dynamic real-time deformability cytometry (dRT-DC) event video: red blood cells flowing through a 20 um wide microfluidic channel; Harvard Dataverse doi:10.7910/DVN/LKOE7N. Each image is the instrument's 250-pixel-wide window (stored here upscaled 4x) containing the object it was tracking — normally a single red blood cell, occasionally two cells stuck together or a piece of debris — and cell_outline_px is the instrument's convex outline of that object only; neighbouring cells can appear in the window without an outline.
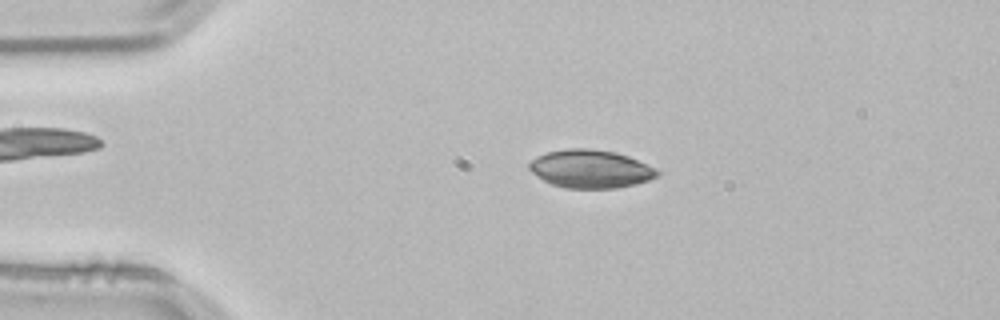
{"species": "common noctule bat (a hibernating species)", "species_latin": "Nyctalus noctula", "temperature_condition": "room temperature", "stored_images_in_passage": 52, "camera_frame_rate_fps": 3000, "um_per_image_px": 0.085, "animal": {"sex": "male", "body_mass_g": 21.5, "forearm_length_mm": 52.0}, "frame": {"image": 1, "passage_image": 10, "time_ms": 3.0, "image_size_px": [1000, 320], "cell_outline_px": [[660, 172], [656, 176], [648, 180], [636, 184], [616, 188], [564, 188], [552, 184], [544, 180], [532, 172], [528, 168], [528, 164], [536, 156], [548, 152], [568, 148], [592, 148], [616, 152], [628, 156], [656, 168]], "centroid_in_image_um": [50.19, 14.35], "position_along_channel_um": 34.8, "area_um2": 28.44}}
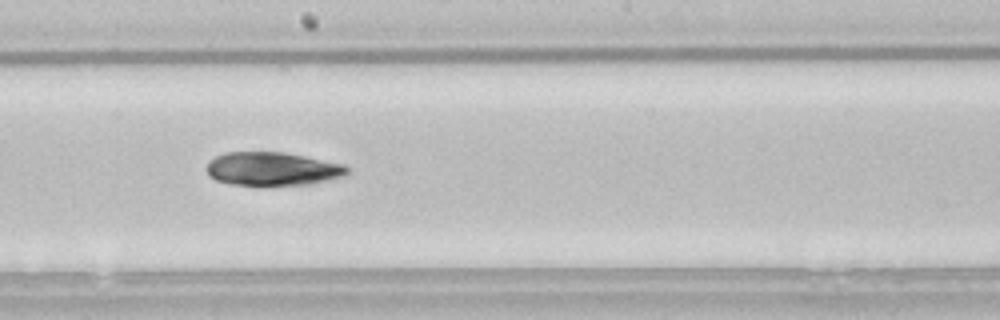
{"frame": {"image": 2, "passage_image": 28, "time_ms": 9.0, "image_size_px": [1000, 320], "cell_outline_px": [[348, 172], [344, 176], [308, 184], [228, 184], [216, 180], [208, 176], [208, 160], [224, 152], [284, 152], [344, 164], [348, 168]], "centroid_in_image_um": [23.13, 14.33], "position_along_channel_um": 225.1, "area_um2": 27.05}}
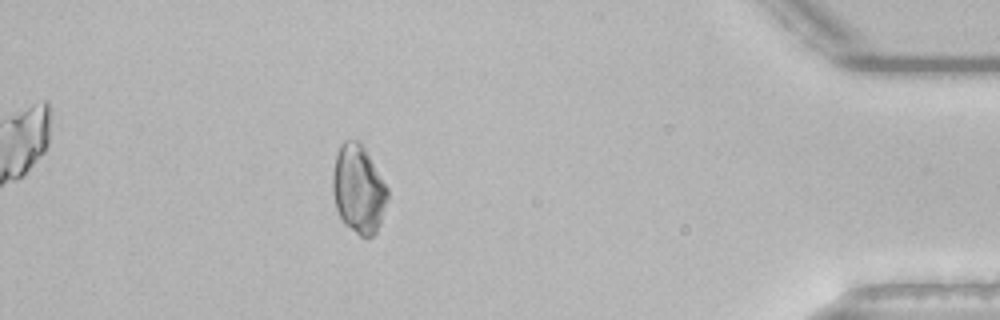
{"frame": {"image": 3, "passage_image": 46, "time_ms": 15.0, "image_size_px": [1000, 320], "cell_outline_px": [[388, 200], [380, 224], [376, 232], [372, 236], [360, 236], [344, 224], [336, 208], [332, 192], [332, 172], [336, 156], [340, 144], [344, 140], [356, 140], [364, 148], [388, 188]], "centroid_in_image_um": [30.46, 16.09], "position_along_channel_um": 404.7, "area_um2": 28.15}, "authors_computed_cell_mechanics": {"area_um2": 28.1197, "velocity_mm_per_s": 3.8176, "shape_relaxation_time_tau1_ms": 4.8417, "shape_relaxation_time_tau2_ms": null, "deformation_change_tau1": 0.0953, "deformation_change_tau2": null}}